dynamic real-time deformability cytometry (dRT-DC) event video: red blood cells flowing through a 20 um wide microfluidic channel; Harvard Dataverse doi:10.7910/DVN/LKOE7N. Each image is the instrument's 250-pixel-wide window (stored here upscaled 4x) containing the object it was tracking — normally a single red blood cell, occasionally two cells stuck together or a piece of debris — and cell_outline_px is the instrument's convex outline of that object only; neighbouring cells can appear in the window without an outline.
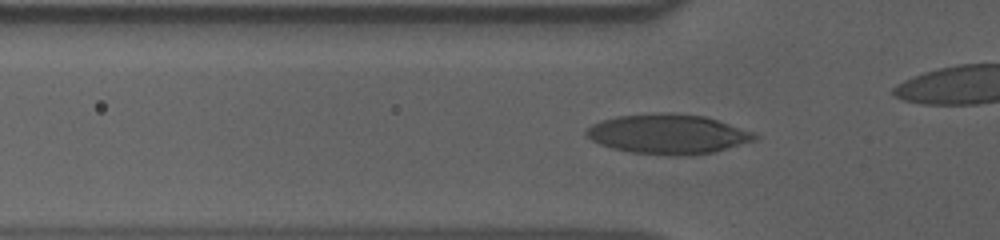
{"species": "human", "species_latin": "Homo sapiens", "temperature_condition": "cold", "stored_images_in_passage": 37, "camera_frame_rate_fps": 3000, "um_per_image_px": 0.085, "donor": {"sex": "male"}, "frame": {"image": 1, "passage_image": 10, "time_ms": 3.0, "image_size_px": [1000, 240], "cell_outline_px": [[760, 136], [752, 140], [712, 152], [688, 156], [668, 156], [632, 152], [612, 148], [600, 144], [584, 136], [584, 132], [592, 124], [600, 120], [616, 116], [660, 112], [672, 112], [704, 116], [752, 132]], "centroid_in_image_um": [56.69, 11.39], "position_along_channel_um": 69.1, "area_um2": 38.84}}
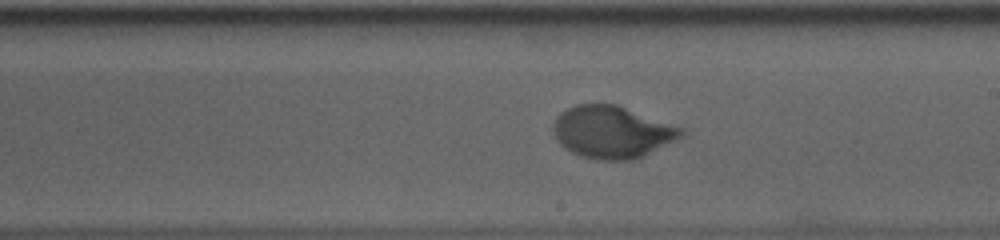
{"frame": {"image": 2, "passage_image": 24, "time_ms": 7.667, "image_size_px": [1000, 240], "cell_outline_px": [[684, 136], [632, 160], [596, 160], [580, 156], [564, 148], [556, 140], [552, 128], [552, 124], [556, 116], [560, 112], [576, 104], [616, 104], [684, 128]], "centroid_in_image_um": [51.98, 11.22], "position_along_channel_um": 237.0, "area_um2": 38.96}}
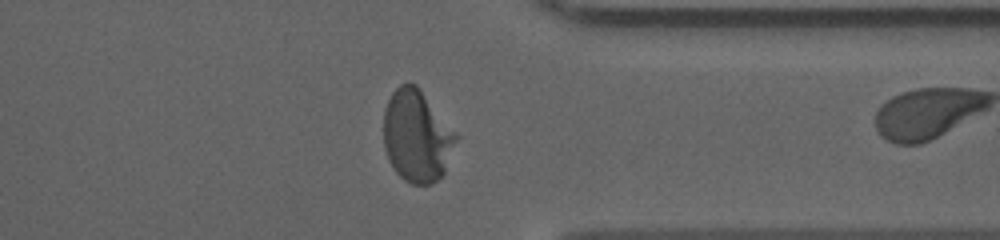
{"frame": {"image": 3, "passage_image": 36, "time_ms": 11.667, "image_size_px": [1000, 240], "cell_outline_px": [[460, 136], [444, 172], [432, 184], [412, 184], [404, 180], [396, 172], [388, 160], [384, 148], [384, 108], [392, 92], [400, 84], [416, 84]], "centroid_in_image_um": [35.44, 11.57], "position_along_channel_um": 376.0, "area_um2": 39.02}}